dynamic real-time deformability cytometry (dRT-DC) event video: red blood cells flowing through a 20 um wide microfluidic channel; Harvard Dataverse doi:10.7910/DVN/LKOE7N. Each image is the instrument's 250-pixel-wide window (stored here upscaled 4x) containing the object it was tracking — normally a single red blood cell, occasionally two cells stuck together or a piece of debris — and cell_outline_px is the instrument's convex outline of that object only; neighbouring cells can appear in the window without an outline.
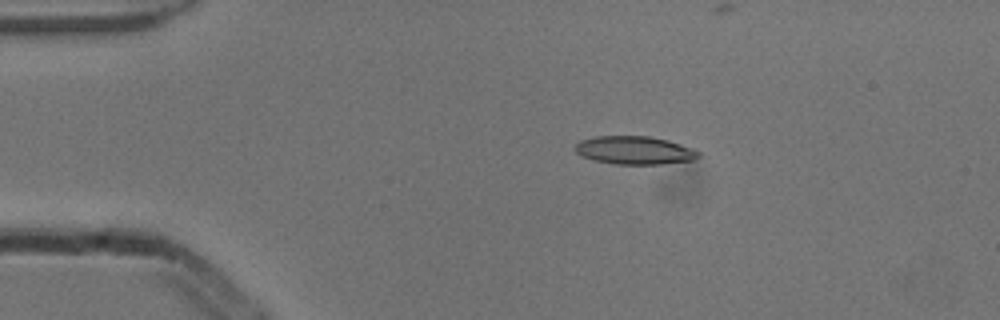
{"species": "common noctule bat (a hibernating species)", "species_latin": "Nyctalus noctula", "temperature_condition": "cold", "stored_images_in_passage": 2, "camera_frame_rate_fps": 3000, "um_per_image_px": 0.085, "animal": {"sex": "male", "body_mass_g": 13.3}, "frame": {"image": 1, "passage_image": 2, "time_ms": 0.333, "image_size_px": [1000, 320], "cell_outline_px": [[700, 156], [692, 160], [660, 164], [616, 164], [596, 160], [584, 156], [576, 152], [572, 148], [580, 140], [596, 136], [648, 136], [668, 140], [692, 148], [700, 152]], "centroid_in_image_um": [53.93, 12.76], "position_along_channel_um": 31.1, "area_um2": 20.11}}